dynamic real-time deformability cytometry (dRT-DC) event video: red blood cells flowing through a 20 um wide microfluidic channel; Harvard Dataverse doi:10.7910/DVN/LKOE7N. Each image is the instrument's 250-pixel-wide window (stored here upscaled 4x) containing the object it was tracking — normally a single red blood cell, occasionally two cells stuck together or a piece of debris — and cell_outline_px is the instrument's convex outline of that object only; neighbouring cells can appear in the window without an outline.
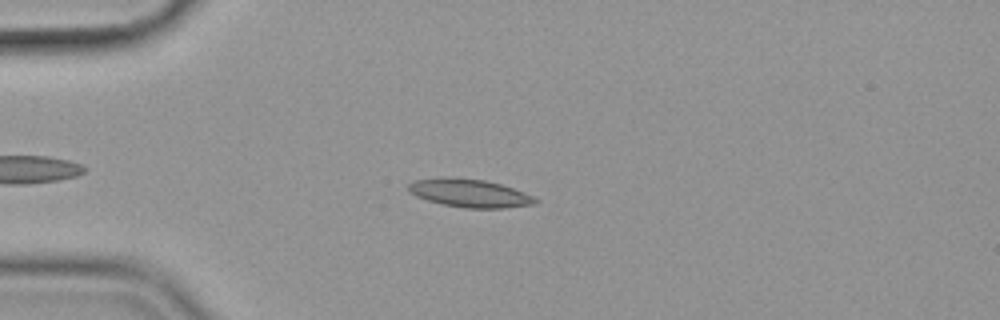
{"species": "common noctule bat (a hibernating species)", "species_latin": "Nyctalus noctula", "temperature_condition": "cold", "stored_images_in_passage": 44, "camera_frame_rate_fps": 3000, "um_per_image_px": 0.085, "animal": {"sex": "female", "body_mass_g": 19.9}, "frame": {"image": 1, "passage_image": 10, "time_ms": 3.0, "image_size_px": [1000, 320], "cell_outline_px": [[536, 204], [504, 208], [464, 208], [444, 204], [428, 200], [416, 196], [408, 192], [408, 184], [412, 180], [448, 176], [484, 180], [500, 184], [512, 188], [532, 196], [536, 200]], "centroid_in_image_um": [39.85, 16.4], "position_along_channel_um": 45.2, "area_um2": 20.75}}
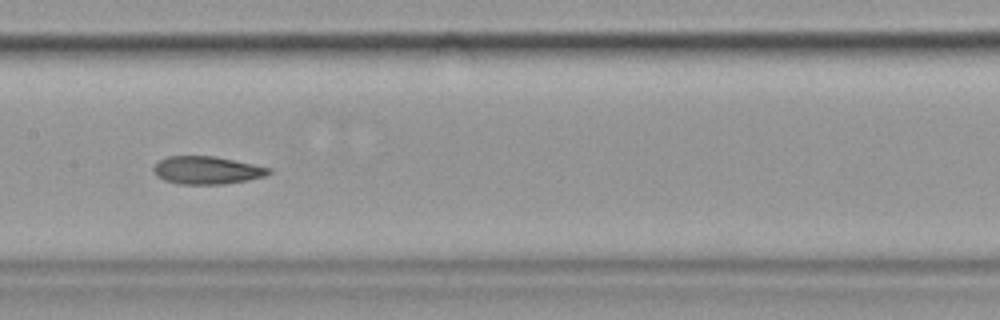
{"frame": {"image": 2, "passage_image": 24, "time_ms": 7.667, "image_size_px": [1000, 320], "cell_outline_px": [[272, 172], [264, 176], [248, 180], [224, 184], [180, 184], [164, 180], [156, 176], [152, 168], [160, 160], [168, 156], [212, 156], [272, 168]], "centroid_in_image_um": [17.57, 14.47], "position_along_channel_um": 189.8, "area_um2": 18.55}}
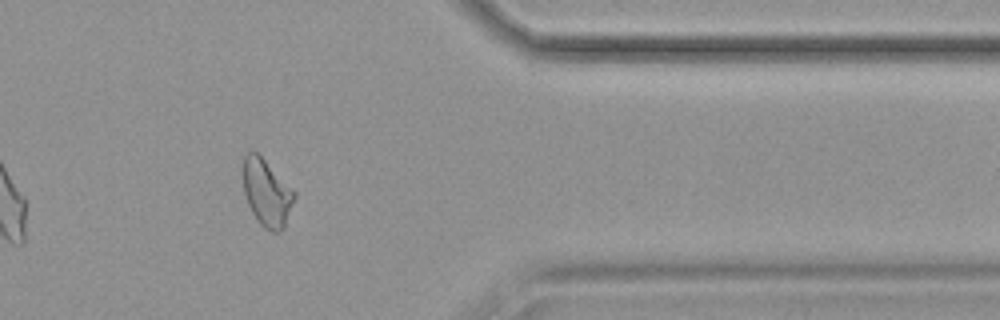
{"frame": {"image": 3, "passage_image": 42, "time_ms": 13.667, "image_size_px": [1000, 320], "cell_outline_px": [[296, 196], [284, 228], [280, 232], [272, 232], [264, 228], [256, 220], [248, 204], [244, 192], [244, 156], [248, 152], [256, 152], [296, 192]], "centroid_in_image_um": [22.69, 16.44], "position_along_channel_um": 388.7, "area_um2": 19.71}, "authors_computed_cell_mechanics": {"area_um2": 18.8428, "velocity_mm_per_s": 3.5789, "shape_relaxation_time_tau1_ms": 6.2384, "shape_relaxation_time_tau2_ms": 3.5461, "deformation_change_tau1": 0.1784, "deformation_change_tau2": 0.1018}}